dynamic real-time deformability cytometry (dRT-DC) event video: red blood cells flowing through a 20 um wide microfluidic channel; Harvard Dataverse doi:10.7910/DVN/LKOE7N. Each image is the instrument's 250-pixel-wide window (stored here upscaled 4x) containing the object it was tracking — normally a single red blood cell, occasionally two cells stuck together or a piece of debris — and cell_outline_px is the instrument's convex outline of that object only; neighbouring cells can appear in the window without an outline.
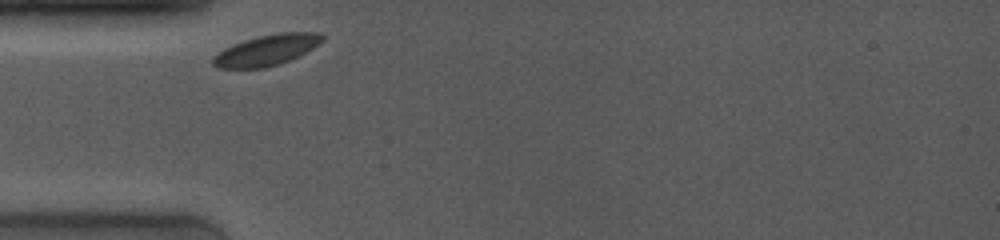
{"species": "common noctule bat (a hibernating species)", "species_latin": "Nyctalus noctula", "temperature_condition": "room temperature", "stored_images_in_passage": 2, "camera_frame_rate_fps": 4000, "um_per_image_px": 0.085, "animal": {"sex": "female", "body_mass_g": 19.0, "forearm_length_mm": 53.3}, "frame": {"image": 1, "passage_image": 1, "time_ms": 0.0, "image_size_px": [1000, 240], "cell_outline_px": [[324, 40], [312, 48], [280, 64], [264, 68], [220, 68], [212, 64], [212, 56], [224, 48], [232, 44], [244, 40], [260, 36], [280, 32], [320, 32], [324, 36]], "centroid_in_image_um": [22.64, 4.25], "position_along_channel_um": 62.4, "area_um2": 19.48}}